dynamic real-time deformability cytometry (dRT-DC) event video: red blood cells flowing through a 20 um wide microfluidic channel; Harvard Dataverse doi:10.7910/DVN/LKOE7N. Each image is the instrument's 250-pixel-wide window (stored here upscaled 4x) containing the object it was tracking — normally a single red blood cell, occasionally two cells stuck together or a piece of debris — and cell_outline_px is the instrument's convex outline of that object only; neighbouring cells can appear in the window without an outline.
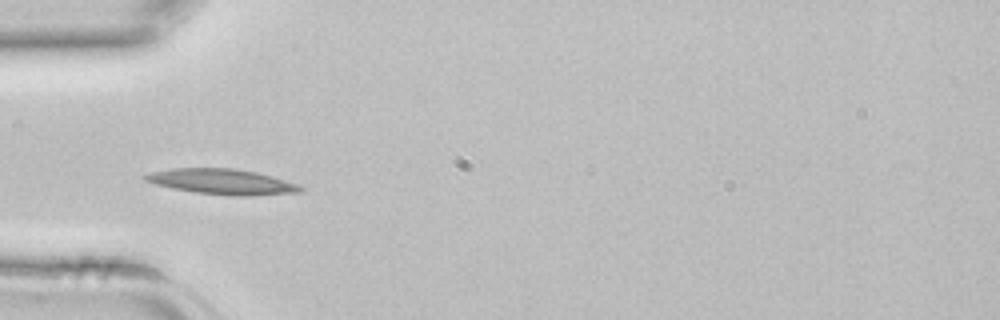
{"species": "common noctule bat (a hibernating species)", "species_latin": "Nyctalus noctula", "temperature_condition": "room temperature", "stored_images_in_passage": 42, "camera_frame_rate_fps": 3000, "um_per_image_px": 0.085, "animal": {"sex": "female", "body_mass_g": 22.7, "forearm_length_mm": 54.2}, "frame": {"image": 1, "passage_image": 13, "time_ms": 4.0, "image_size_px": [1000, 320], "cell_outline_px": [[304, 188], [300, 192], [252, 196], [232, 196], [196, 192], [172, 188], [156, 184], [144, 180], [140, 176], [148, 172], [172, 168], [232, 168], [256, 172], [296, 184]], "centroid_in_image_um": [18.8, 15.44], "position_along_channel_um": 66.2, "area_um2": 22.89}}